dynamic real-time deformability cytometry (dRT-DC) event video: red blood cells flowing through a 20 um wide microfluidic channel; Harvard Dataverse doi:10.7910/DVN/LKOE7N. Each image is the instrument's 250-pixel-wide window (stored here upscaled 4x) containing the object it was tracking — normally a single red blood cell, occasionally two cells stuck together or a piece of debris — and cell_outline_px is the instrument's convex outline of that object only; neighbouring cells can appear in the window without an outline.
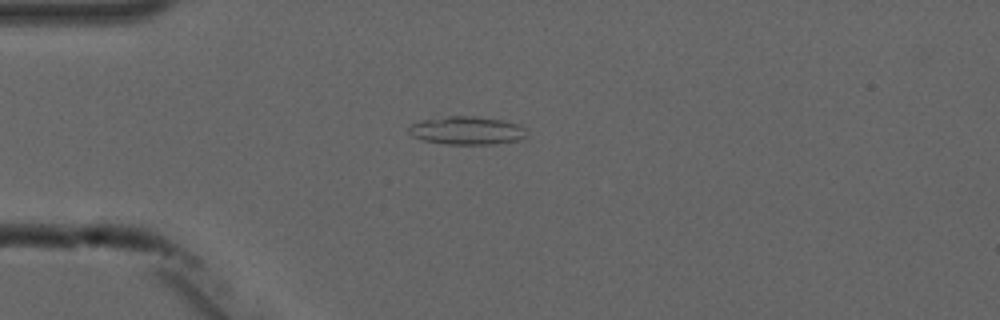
{"species": "common noctule bat (a hibernating species)", "species_latin": "Nyctalus noctula", "temperature_condition": "cold", "stored_images_in_passage": 4, "camera_frame_rate_fps": 3000, "um_per_image_px": 0.085, "animal": {"sex": "male", "forearm_length_mm": 52.5}, "frame": {"image": 1, "passage_image": 4, "time_ms": 3.333, "image_size_px": [1000, 320], "cell_outline_px": [[524, 136], [520, 140], [496, 144], [448, 144], [424, 140], [412, 136], [408, 132], [408, 128], [412, 124], [420, 120], [448, 116], [476, 116], [500, 120], [520, 124], [524, 128]], "centroid_in_image_um": [39.66, 11.09], "position_along_channel_um": 45.3, "area_um2": 19.25}}